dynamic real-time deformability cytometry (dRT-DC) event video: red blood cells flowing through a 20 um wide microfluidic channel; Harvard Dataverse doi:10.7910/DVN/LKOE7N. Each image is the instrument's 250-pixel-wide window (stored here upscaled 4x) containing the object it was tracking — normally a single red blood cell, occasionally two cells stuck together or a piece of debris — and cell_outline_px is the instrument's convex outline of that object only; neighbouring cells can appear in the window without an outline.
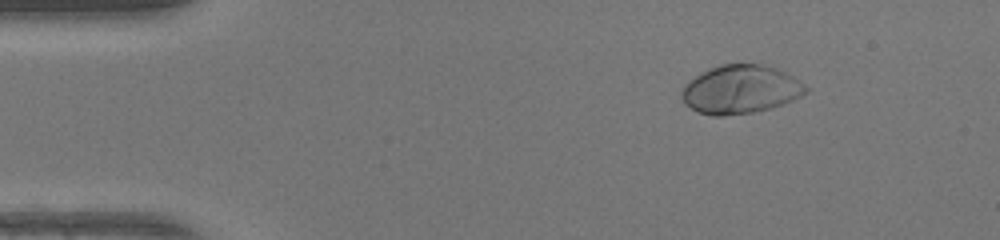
{"species": "human", "species_latin": "Homo sapiens", "temperature_condition": "warm", "stored_images_in_passage": 45, "camera_frame_rate_fps": 3000, "um_per_image_px": 0.085, "donor": {"sex": "female"}, "frame": {"image": 1, "passage_image": 3, "time_ms": 0.667, "image_size_px": [1000, 240], "cell_outline_px": [[812, 88], [808, 92], [792, 100], [772, 108], [752, 112], [720, 116], [712, 116], [696, 112], [684, 104], [680, 96], [680, 92], [684, 84], [700, 72], [720, 64], [760, 64], [776, 68], [792, 76]], "centroid_in_image_um": [62.92, 7.61], "position_along_channel_um": 22.1, "area_um2": 35.43}}
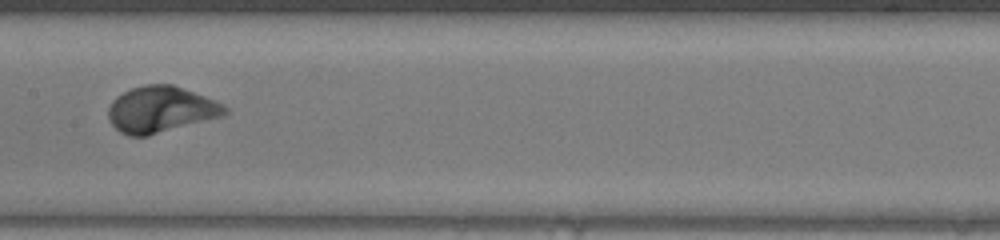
{"frame": {"image": 2, "passage_image": 21, "time_ms": 6.667, "image_size_px": [1000, 240], "cell_outline_px": [[228, 112], [224, 116], [148, 136], [128, 136], [120, 132], [108, 120], [108, 108], [112, 100], [116, 96], [132, 88], [144, 84], [172, 84], [216, 100], [224, 104], [228, 108]], "centroid_in_image_um": [13.68, 9.31], "position_along_channel_um": 193.7, "area_um2": 31.67}}
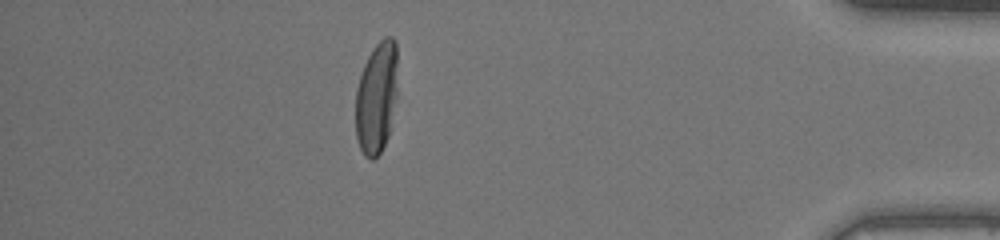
{"frame": {"image": 3, "passage_image": 39, "time_ms": 12.667, "image_size_px": [1000, 240], "cell_outline_px": [[396, 96], [388, 136], [380, 152], [372, 160], [368, 160], [364, 156], [360, 148], [356, 136], [356, 88], [364, 64], [372, 48], [384, 36], [392, 36], [396, 40]], "centroid_in_image_um": [31.99, 8.28], "position_along_channel_um": 403.2, "area_um2": 27.28}, "authors_computed_cell_mechanics": {"area_um2": 31.0964, "velocity_mm_per_s": 4.2777, "shape_relaxation_time_tau1_ms": 2.2382, "shape_relaxation_time_tau2_ms": null, "deformation_change_tau1": 0.1825, "deformation_change_tau2": null}}